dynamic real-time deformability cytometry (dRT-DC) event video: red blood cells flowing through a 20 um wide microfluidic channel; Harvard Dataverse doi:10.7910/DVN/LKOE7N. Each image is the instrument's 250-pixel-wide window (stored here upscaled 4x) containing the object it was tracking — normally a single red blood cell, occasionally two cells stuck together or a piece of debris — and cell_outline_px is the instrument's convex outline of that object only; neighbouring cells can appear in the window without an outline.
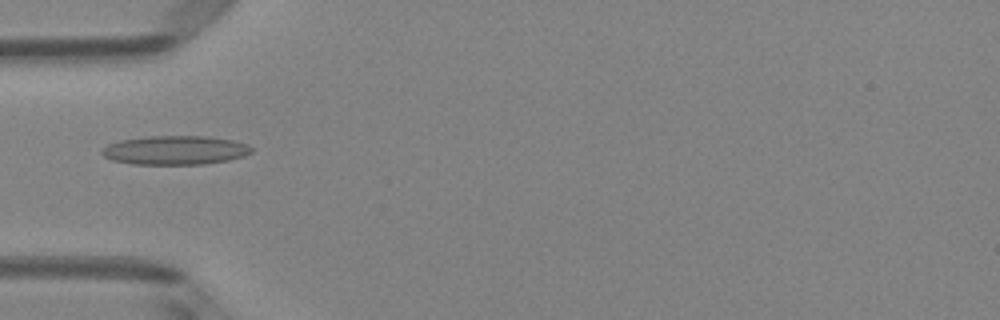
{"species": "Egyptian fruit bat (a non-hibernating species)", "species_latin": "Rousettus aegyptiacus", "temperature_condition": "room temperature", "stored_images_in_passage": 4, "camera_frame_rate_fps": 3000, "um_per_image_px": 0.085, "animal": {"sex": "female"}, "frame": {"image": 1, "passage_image": 4, "time_ms": 1.0, "image_size_px": [1000, 320], "cell_outline_px": [[252, 152], [244, 156], [228, 160], [204, 164], [132, 164], [112, 160], [104, 156], [100, 152], [108, 144], [120, 140], [148, 136], [204, 136], [232, 140], [248, 144], [252, 148]], "centroid_in_image_um": [14.89, 12.76], "position_along_channel_um": 70.1, "area_um2": 25.2}}